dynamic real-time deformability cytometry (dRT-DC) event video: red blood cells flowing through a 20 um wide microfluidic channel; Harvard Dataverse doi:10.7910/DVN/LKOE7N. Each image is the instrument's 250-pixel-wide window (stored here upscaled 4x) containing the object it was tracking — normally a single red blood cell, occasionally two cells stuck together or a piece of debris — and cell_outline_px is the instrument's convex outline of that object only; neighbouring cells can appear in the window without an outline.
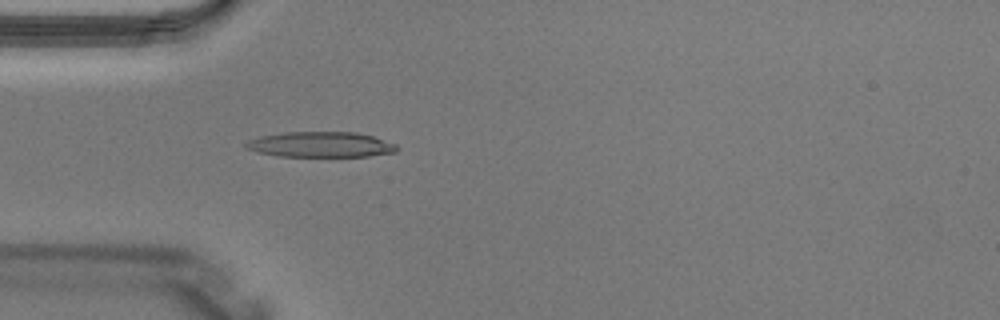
{"species": "Egyptian fruit bat (a non-hibernating species)", "species_latin": "Rousettus aegyptiacus", "temperature_condition": "warm", "stored_images_in_passage": 1, "camera_frame_rate_fps": 3000, "um_per_image_px": 0.085, "animal": {"sex": "male"}, "frame": {"image": 1, "passage_image": 1, "time_ms": 0.0, "image_size_px": [1000, 320], "cell_outline_px": [[400, 148], [396, 152], [368, 156], [280, 156], [256, 152], [244, 148], [244, 144], [248, 140], [260, 136], [284, 132], [356, 132], [372, 136], [396, 144]], "centroid_in_image_um": [27.24, 12.28], "position_along_channel_um": 57.8, "area_um2": 22.43}}